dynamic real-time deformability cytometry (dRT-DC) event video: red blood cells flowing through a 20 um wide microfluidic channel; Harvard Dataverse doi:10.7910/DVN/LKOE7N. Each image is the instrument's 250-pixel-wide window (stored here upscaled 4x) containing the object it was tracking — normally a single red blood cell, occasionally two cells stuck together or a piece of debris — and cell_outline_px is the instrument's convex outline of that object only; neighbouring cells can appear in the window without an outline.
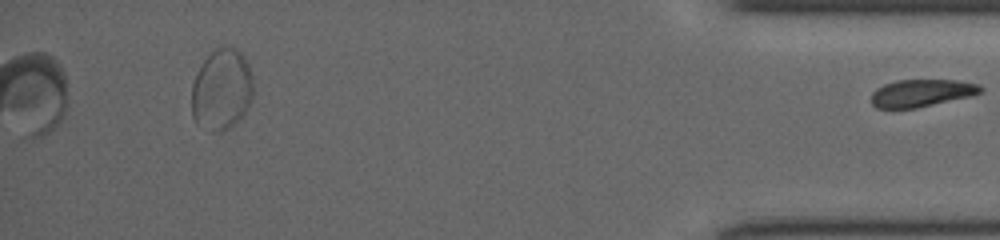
{"species": "common noctule bat (a hibernating species)", "species_latin": "Nyctalus noctula", "temperature_condition": "cold", "stored_images_in_passage": 23, "segment_of_instrument_passage": [2, 2], "camera_frame_rate_fps": 3000, "um_per_image_px": 0.085, "animal": {"sex": "female", "body_mass_g": 19.5, "forearm_length_mm": 54.1}, "frame": {"image": 1, "passage_image": 23, "time_ms": 10.667, "image_size_px": [1000, 240], "cell_outline_px": [[984, 92], [972, 96], [916, 108], [876, 108], [872, 104], [872, 92], [876, 88], [884, 84], [896, 80], [956, 80], [980, 84], [984, 88]], "centroid_in_image_um": [78.38, 7.9], "position_along_channel_um": 356.8, "area_um2": 17.63}}